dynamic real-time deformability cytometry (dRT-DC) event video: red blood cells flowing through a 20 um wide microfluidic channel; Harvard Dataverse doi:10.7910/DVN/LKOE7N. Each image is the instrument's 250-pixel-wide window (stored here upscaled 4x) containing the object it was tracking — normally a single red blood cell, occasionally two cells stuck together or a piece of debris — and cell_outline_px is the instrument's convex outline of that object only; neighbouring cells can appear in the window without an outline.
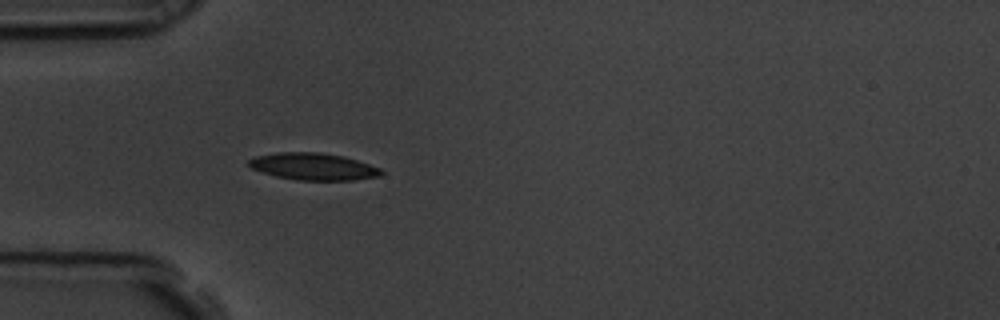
{"species": "common noctule bat (a hibernating species)", "species_latin": "Nyctalus noctula", "temperature_condition": "room temperature", "stored_images_in_passage": 13, "camera_frame_rate_fps": 3000, "um_per_image_px": 0.085, "animal": {"sex": "male", "body_mass_g": 19.5, "forearm_length_mm": 54.6}, "frame": {"image": 1, "passage_image": 6, "time_ms": 1.667, "image_size_px": [1000, 320], "cell_outline_px": [[384, 172], [380, 176], [352, 180], [296, 180], [276, 176], [252, 168], [248, 164], [248, 160], [256, 156], [280, 152], [320, 152], [344, 156], [380, 168]], "centroid_in_image_um": [26.65, 14.15], "position_along_channel_um": 58.4, "area_um2": 20.69}}